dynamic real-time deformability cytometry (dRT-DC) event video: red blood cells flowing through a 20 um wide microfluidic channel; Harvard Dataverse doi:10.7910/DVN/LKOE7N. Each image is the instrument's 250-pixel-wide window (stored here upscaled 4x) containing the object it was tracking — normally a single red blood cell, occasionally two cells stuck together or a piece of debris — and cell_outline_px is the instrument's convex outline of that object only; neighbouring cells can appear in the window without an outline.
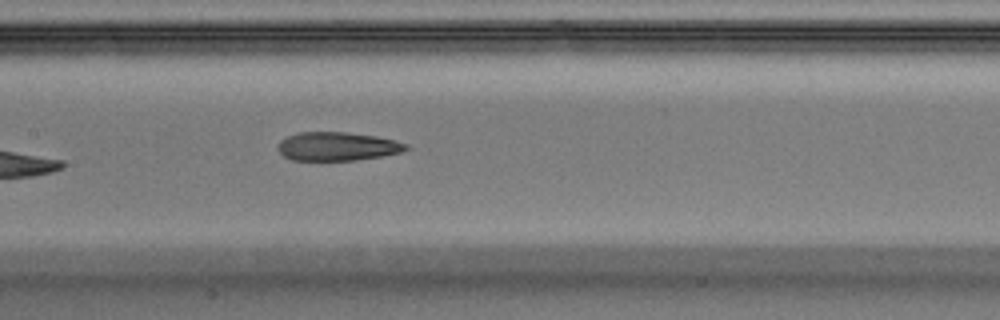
{"species": "Egyptian fruit bat (a non-hibernating species)", "species_latin": "Rousettus aegyptiacus", "temperature_condition": "warm", "stored_images_in_passage": 7, "camera_frame_rate_fps": 3000, "um_per_image_px": 0.085, "animal": {"sex": "male"}, "frame": {"image": 1, "passage_image": 7, "time_ms": 2.0, "image_size_px": [1000, 320], "cell_outline_px": [[412, 148], [400, 152], [380, 156], [356, 160], [292, 160], [284, 156], [276, 148], [280, 140], [288, 136], [300, 132], [348, 132], [376, 136], [396, 140], [408, 144]], "centroid_in_image_um": [28.69, 12.43], "position_along_channel_um": 178.7, "area_um2": 21.44}}